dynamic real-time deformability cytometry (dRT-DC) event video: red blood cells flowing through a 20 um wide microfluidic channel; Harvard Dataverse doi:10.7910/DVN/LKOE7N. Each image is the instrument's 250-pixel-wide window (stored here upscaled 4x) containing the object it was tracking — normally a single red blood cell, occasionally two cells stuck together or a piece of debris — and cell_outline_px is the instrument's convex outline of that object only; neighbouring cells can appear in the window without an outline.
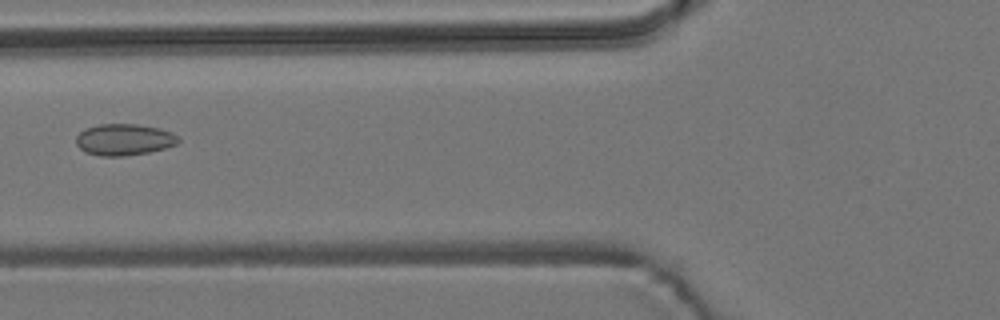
{"species": "common noctule bat (a hibernating species)", "species_latin": "Nyctalus noctula", "temperature_condition": "room temperature", "stored_images_in_passage": 7, "camera_frame_rate_fps": 3000, "um_per_image_px": 0.085, "animal": {"sex": "male", "body_mass_g": 19.2, "forearm_length_mm": 51.8}, "frame": {"image": 1, "passage_image": 6, "time_ms": 6.0, "image_size_px": [1000, 320], "cell_outline_px": [[180, 140], [176, 144], [164, 148], [148, 152], [124, 156], [100, 156], [84, 152], [76, 144], [76, 136], [80, 132], [88, 128], [100, 124], [136, 124], [160, 128], [172, 132]], "centroid_in_image_um": [10.54, 11.87], "position_along_channel_um": 115.3, "area_um2": 18.67}}
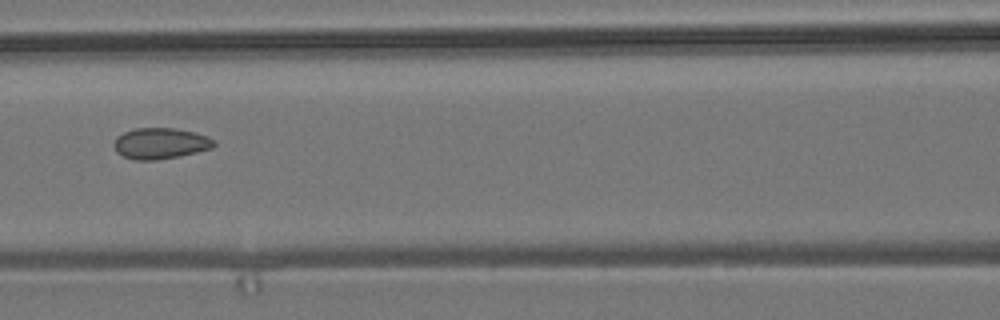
{"frame": {"image": 2, "passage_image": 7, "time_ms": 7.0, "image_size_px": [1000, 320], "cell_outline_px": [[216, 144], [212, 148], [180, 156], [156, 160], [132, 160], [116, 152], [112, 144], [116, 136], [132, 128], [176, 128], [196, 132], [208, 136], [216, 140]], "centroid_in_image_um": [13.63, 12.18], "position_along_channel_um": 153.0, "area_um2": 18.44}}